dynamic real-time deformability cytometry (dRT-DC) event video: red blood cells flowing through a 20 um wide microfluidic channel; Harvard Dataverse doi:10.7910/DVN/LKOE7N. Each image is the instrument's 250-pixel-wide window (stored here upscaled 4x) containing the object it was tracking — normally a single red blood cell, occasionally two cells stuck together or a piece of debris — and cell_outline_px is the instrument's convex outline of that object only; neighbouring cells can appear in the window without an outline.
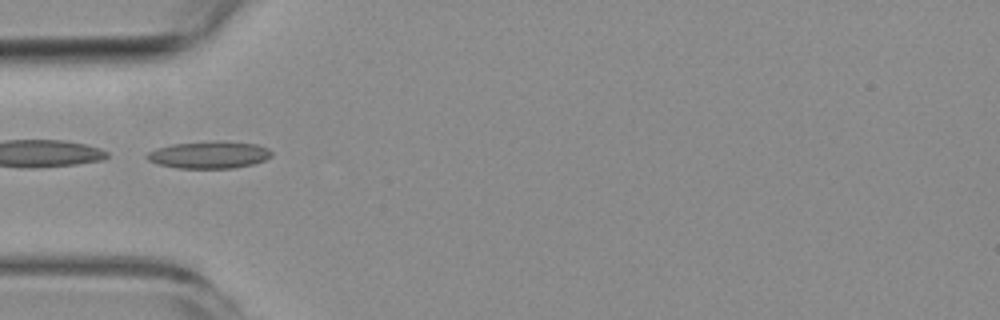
{"species": "common noctule bat (a hibernating species)", "species_latin": "Nyctalus noctula", "temperature_condition": "room temperature", "stored_images_in_passage": 7, "camera_frame_rate_fps": 3000, "um_per_image_px": 0.085, "animal": {"sex": "female", "body_mass_g": 19.3, "forearm_length_mm": 54.1}, "frame": {"image": 1, "passage_image": 5, "time_ms": 4.667, "image_size_px": [1000, 320], "cell_outline_px": [[272, 156], [264, 160], [252, 164], [236, 168], [176, 168], [160, 164], [148, 160], [144, 156], [148, 152], [156, 148], [172, 144], [256, 144], [268, 148], [272, 152]], "centroid_in_image_um": [17.74, 13.22], "position_along_channel_um": 67.3, "area_um2": 18.61}}
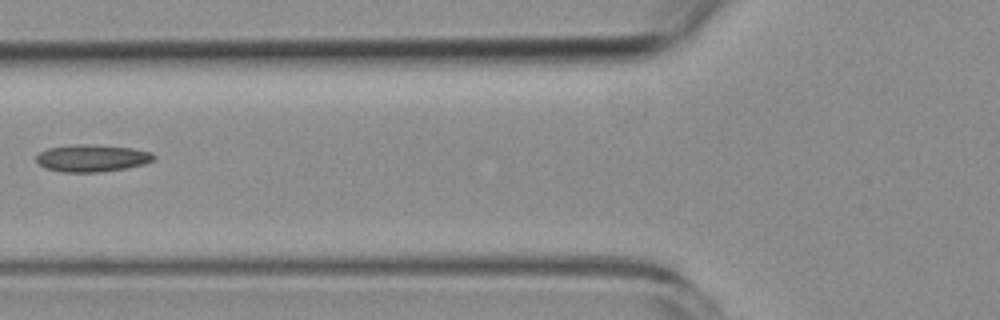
{"frame": {"image": 2, "passage_image": 6, "time_ms": 6.0, "image_size_px": [1000, 320], "cell_outline_px": [[156, 160], [144, 164], [124, 168], [100, 172], [60, 172], [44, 168], [36, 160], [36, 156], [40, 152], [48, 148], [84, 144], [132, 148], [152, 152], [156, 156]], "centroid_in_image_um": [7.84, 13.45], "position_along_channel_um": 118.0, "area_um2": 18.5}}
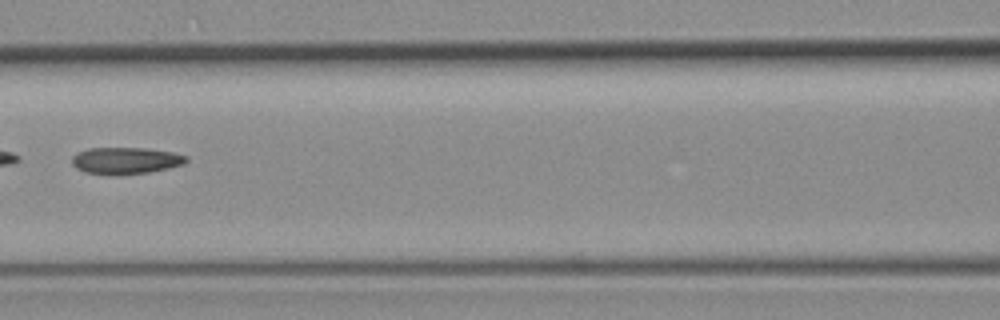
{"frame": {"image": 3, "passage_image": 7, "time_ms": 7.0, "image_size_px": [1000, 320], "cell_outline_px": [[188, 160], [184, 164], [168, 168], [148, 172], [116, 176], [84, 172], [76, 168], [72, 164], [72, 156], [76, 152], [88, 148], [144, 148], [172, 152], [188, 156]], "centroid_in_image_um": [10.65, 13.66], "position_along_channel_um": 156.0, "area_um2": 18.03}}